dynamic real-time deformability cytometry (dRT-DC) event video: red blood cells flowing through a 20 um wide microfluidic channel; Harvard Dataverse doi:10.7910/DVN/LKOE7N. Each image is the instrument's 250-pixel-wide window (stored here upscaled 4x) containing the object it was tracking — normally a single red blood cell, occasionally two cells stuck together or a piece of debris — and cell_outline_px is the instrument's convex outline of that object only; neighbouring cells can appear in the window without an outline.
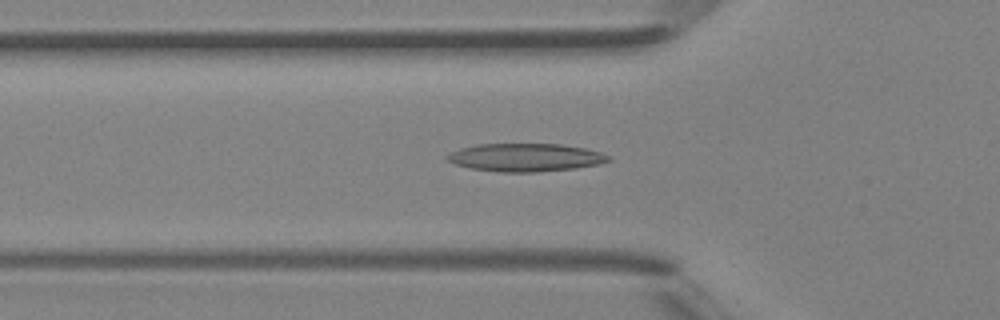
{"species": "Egyptian fruit bat (a non-hibernating species)", "species_latin": "Rousettus aegyptiacus", "temperature_condition": "room temperature", "stored_images_in_passage": 37, "camera_frame_rate_fps": 3000, "um_per_image_px": 0.085, "animal": {"sex": "female"}, "frame": {"image": 1, "passage_image": 7, "time_ms": 2.0, "image_size_px": [1000, 320], "cell_outline_px": [[612, 160], [600, 164], [576, 168], [536, 172], [500, 172], [472, 168], [456, 164], [448, 160], [444, 156], [460, 148], [476, 144], [560, 144], [584, 148], [600, 152], [612, 156]], "centroid_in_image_um": [44.71, 13.38], "position_along_channel_um": 81.1, "area_um2": 26.36}}
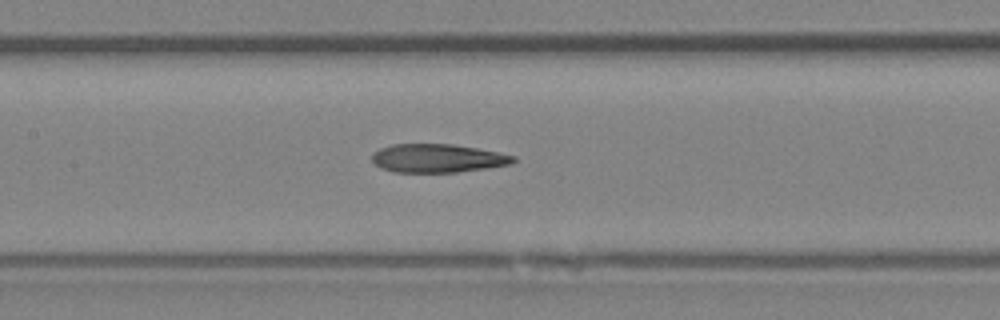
{"frame": {"image": 2, "passage_image": 13, "time_ms": 4.0, "image_size_px": [1000, 320], "cell_outline_px": [[516, 160], [512, 164], [488, 168], [456, 172], [392, 172], [380, 168], [372, 160], [372, 152], [380, 148], [392, 144], [452, 144], [476, 148], [516, 156]], "centroid_in_image_um": [37.18, 13.45], "position_along_channel_um": 170.2, "area_um2": 23.52}}
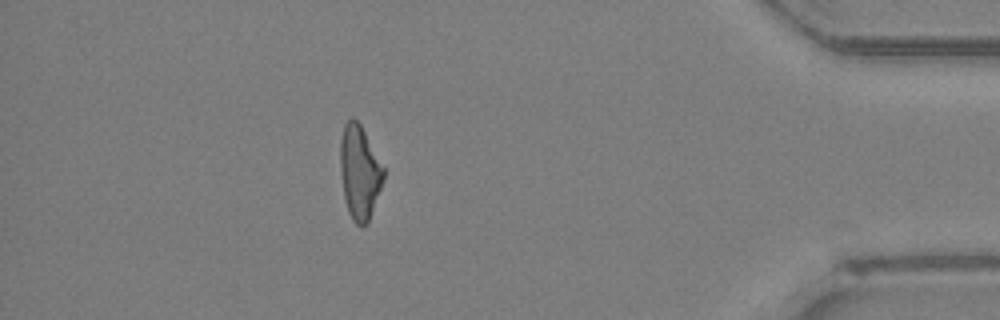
{"frame": {"image": 3, "passage_image": 32, "time_ms": 10.333, "image_size_px": [1000, 320], "cell_outline_px": [[384, 180], [368, 220], [364, 228], [360, 228], [352, 220], [348, 212], [344, 200], [340, 172], [340, 140], [344, 124], [352, 116], [360, 124], [384, 168]], "centroid_in_image_um": [30.54, 14.66], "position_along_channel_um": 404.7, "area_um2": 23.7}, "authors_computed_cell_mechanics": {"area_um2": 23.8714, "velocity_mm_per_s": 4.458, "shape_relaxation_time_tau1_ms": null, "shape_relaxation_time_tau2_ms": 4.2267, "deformation_change_tau1": null, "deformation_change_tau2": 0.1591}}